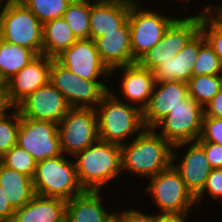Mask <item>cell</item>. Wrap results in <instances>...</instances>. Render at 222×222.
<instances>
[{"label": "cell", "mask_w": 222, "mask_h": 222, "mask_svg": "<svg viewBox=\"0 0 222 222\" xmlns=\"http://www.w3.org/2000/svg\"><path fill=\"white\" fill-rule=\"evenodd\" d=\"M135 139L121 148V171L147 176L148 179L167 169L176 159L173 145L156 133L154 128H145Z\"/></svg>", "instance_id": "cell-1"}, {"label": "cell", "mask_w": 222, "mask_h": 222, "mask_svg": "<svg viewBox=\"0 0 222 222\" xmlns=\"http://www.w3.org/2000/svg\"><path fill=\"white\" fill-rule=\"evenodd\" d=\"M98 137L100 140L124 145L129 136L144 127L142 111L137 105L125 103L118 99L116 94L110 90L97 105Z\"/></svg>", "instance_id": "cell-2"}, {"label": "cell", "mask_w": 222, "mask_h": 222, "mask_svg": "<svg viewBox=\"0 0 222 222\" xmlns=\"http://www.w3.org/2000/svg\"><path fill=\"white\" fill-rule=\"evenodd\" d=\"M74 157L78 180L84 190H102V186L121 173L119 145L98 139Z\"/></svg>", "instance_id": "cell-3"}, {"label": "cell", "mask_w": 222, "mask_h": 222, "mask_svg": "<svg viewBox=\"0 0 222 222\" xmlns=\"http://www.w3.org/2000/svg\"><path fill=\"white\" fill-rule=\"evenodd\" d=\"M65 158L61 154L37 163L32 179L36 195L68 201L84 191L77 177L75 162Z\"/></svg>", "instance_id": "cell-4"}, {"label": "cell", "mask_w": 222, "mask_h": 222, "mask_svg": "<svg viewBox=\"0 0 222 222\" xmlns=\"http://www.w3.org/2000/svg\"><path fill=\"white\" fill-rule=\"evenodd\" d=\"M0 39L42 54L43 24L20 1L6 3L0 11Z\"/></svg>", "instance_id": "cell-5"}, {"label": "cell", "mask_w": 222, "mask_h": 222, "mask_svg": "<svg viewBox=\"0 0 222 222\" xmlns=\"http://www.w3.org/2000/svg\"><path fill=\"white\" fill-rule=\"evenodd\" d=\"M49 82L63 94L71 108L96 109L110 91L107 85L100 81L81 79L53 58Z\"/></svg>", "instance_id": "cell-6"}, {"label": "cell", "mask_w": 222, "mask_h": 222, "mask_svg": "<svg viewBox=\"0 0 222 222\" xmlns=\"http://www.w3.org/2000/svg\"><path fill=\"white\" fill-rule=\"evenodd\" d=\"M58 135L62 154L68 153L74 158L99 139L96 110L70 108L58 123Z\"/></svg>", "instance_id": "cell-7"}, {"label": "cell", "mask_w": 222, "mask_h": 222, "mask_svg": "<svg viewBox=\"0 0 222 222\" xmlns=\"http://www.w3.org/2000/svg\"><path fill=\"white\" fill-rule=\"evenodd\" d=\"M149 180L147 191L161 213L188 215L191 206L196 204L195 197L173 165Z\"/></svg>", "instance_id": "cell-8"}, {"label": "cell", "mask_w": 222, "mask_h": 222, "mask_svg": "<svg viewBox=\"0 0 222 222\" xmlns=\"http://www.w3.org/2000/svg\"><path fill=\"white\" fill-rule=\"evenodd\" d=\"M200 30V16L176 19L165 31L161 40L143 54L137 63L153 71L162 62L175 57Z\"/></svg>", "instance_id": "cell-9"}, {"label": "cell", "mask_w": 222, "mask_h": 222, "mask_svg": "<svg viewBox=\"0 0 222 222\" xmlns=\"http://www.w3.org/2000/svg\"><path fill=\"white\" fill-rule=\"evenodd\" d=\"M203 116V107L188 95L154 129L161 128L160 135L172 145L197 141L202 130Z\"/></svg>", "instance_id": "cell-10"}, {"label": "cell", "mask_w": 222, "mask_h": 222, "mask_svg": "<svg viewBox=\"0 0 222 222\" xmlns=\"http://www.w3.org/2000/svg\"><path fill=\"white\" fill-rule=\"evenodd\" d=\"M138 5L140 4L130 5L128 16L131 51L136 61L161 40L165 31L176 20L154 11L140 9Z\"/></svg>", "instance_id": "cell-11"}, {"label": "cell", "mask_w": 222, "mask_h": 222, "mask_svg": "<svg viewBox=\"0 0 222 222\" xmlns=\"http://www.w3.org/2000/svg\"><path fill=\"white\" fill-rule=\"evenodd\" d=\"M17 145L25 149L37 163L61 155L58 124L20 116Z\"/></svg>", "instance_id": "cell-12"}, {"label": "cell", "mask_w": 222, "mask_h": 222, "mask_svg": "<svg viewBox=\"0 0 222 222\" xmlns=\"http://www.w3.org/2000/svg\"><path fill=\"white\" fill-rule=\"evenodd\" d=\"M22 118L58 124L71 108L63 94L50 82L27 95L15 107Z\"/></svg>", "instance_id": "cell-13"}, {"label": "cell", "mask_w": 222, "mask_h": 222, "mask_svg": "<svg viewBox=\"0 0 222 222\" xmlns=\"http://www.w3.org/2000/svg\"><path fill=\"white\" fill-rule=\"evenodd\" d=\"M81 79L98 80L100 75L111 73L99 57L93 39H80L55 58Z\"/></svg>", "instance_id": "cell-14"}, {"label": "cell", "mask_w": 222, "mask_h": 222, "mask_svg": "<svg viewBox=\"0 0 222 222\" xmlns=\"http://www.w3.org/2000/svg\"><path fill=\"white\" fill-rule=\"evenodd\" d=\"M51 62L52 58L38 55L5 82V96L13 109L27 95L49 82Z\"/></svg>", "instance_id": "cell-15"}, {"label": "cell", "mask_w": 222, "mask_h": 222, "mask_svg": "<svg viewBox=\"0 0 222 222\" xmlns=\"http://www.w3.org/2000/svg\"><path fill=\"white\" fill-rule=\"evenodd\" d=\"M187 96L188 84L186 82H155L149 102L142 111L144 127L155 128L170 110L180 105Z\"/></svg>", "instance_id": "cell-16"}, {"label": "cell", "mask_w": 222, "mask_h": 222, "mask_svg": "<svg viewBox=\"0 0 222 222\" xmlns=\"http://www.w3.org/2000/svg\"><path fill=\"white\" fill-rule=\"evenodd\" d=\"M190 143L181 162L172 165L180 173L186 188L196 197L204 188L212 168L206 158L204 147L198 141L178 143L173 145V148L188 146Z\"/></svg>", "instance_id": "cell-17"}, {"label": "cell", "mask_w": 222, "mask_h": 222, "mask_svg": "<svg viewBox=\"0 0 222 222\" xmlns=\"http://www.w3.org/2000/svg\"><path fill=\"white\" fill-rule=\"evenodd\" d=\"M134 0H96L91 2L90 39L116 31L127 20Z\"/></svg>", "instance_id": "cell-18"}, {"label": "cell", "mask_w": 222, "mask_h": 222, "mask_svg": "<svg viewBox=\"0 0 222 222\" xmlns=\"http://www.w3.org/2000/svg\"><path fill=\"white\" fill-rule=\"evenodd\" d=\"M205 40L200 30L175 57L162 62L153 70L155 82L183 81L187 83L192 77L199 47Z\"/></svg>", "instance_id": "cell-19"}, {"label": "cell", "mask_w": 222, "mask_h": 222, "mask_svg": "<svg viewBox=\"0 0 222 222\" xmlns=\"http://www.w3.org/2000/svg\"><path fill=\"white\" fill-rule=\"evenodd\" d=\"M99 57L111 71L117 67L137 61L131 51L130 26L128 20L116 31L106 33L95 40Z\"/></svg>", "instance_id": "cell-20"}, {"label": "cell", "mask_w": 222, "mask_h": 222, "mask_svg": "<svg viewBox=\"0 0 222 222\" xmlns=\"http://www.w3.org/2000/svg\"><path fill=\"white\" fill-rule=\"evenodd\" d=\"M101 190H84L66 201L65 222H115L102 204Z\"/></svg>", "instance_id": "cell-21"}, {"label": "cell", "mask_w": 222, "mask_h": 222, "mask_svg": "<svg viewBox=\"0 0 222 222\" xmlns=\"http://www.w3.org/2000/svg\"><path fill=\"white\" fill-rule=\"evenodd\" d=\"M118 69H122L124 72L121 82L123 96L133 103H138L137 107L143 111L149 102L155 84L153 71L141 67L137 62L117 67L111 70V73Z\"/></svg>", "instance_id": "cell-22"}, {"label": "cell", "mask_w": 222, "mask_h": 222, "mask_svg": "<svg viewBox=\"0 0 222 222\" xmlns=\"http://www.w3.org/2000/svg\"><path fill=\"white\" fill-rule=\"evenodd\" d=\"M66 201L34 195L22 208L16 209L10 222H65Z\"/></svg>", "instance_id": "cell-23"}, {"label": "cell", "mask_w": 222, "mask_h": 222, "mask_svg": "<svg viewBox=\"0 0 222 222\" xmlns=\"http://www.w3.org/2000/svg\"><path fill=\"white\" fill-rule=\"evenodd\" d=\"M0 186L11 206L22 208L35 195L32 178L0 163Z\"/></svg>", "instance_id": "cell-24"}, {"label": "cell", "mask_w": 222, "mask_h": 222, "mask_svg": "<svg viewBox=\"0 0 222 222\" xmlns=\"http://www.w3.org/2000/svg\"><path fill=\"white\" fill-rule=\"evenodd\" d=\"M78 39L63 17L43 24L42 54L55 59Z\"/></svg>", "instance_id": "cell-25"}, {"label": "cell", "mask_w": 222, "mask_h": 222, "mask_svg": "<svg viewBox=\"0 0 222 222\" xmlns=\"http://www.w3.org/2000/svg\"><path fill=\"white\" fill-rule=\"evenodd\" d=\"M38 55L29 48L0 39V78L6 82Z\"/></svg>", "instance_id": "cell-26"}, {"label": "cell", "mask_w": 222, "mask_h": 222, "mask_svg": "<svg viewBox=\"0 0 222 222\" xmlns=\"http://www.w3.org/2000/svg\"><path fill=\"white\" fill-rule=\"evenodd\" d=\"M90 11V0H72L63 14L78 40L90 39Z\"/></svg>", "instance_id": "cell-27"}, {"label": "cell", "mask_w": 222, "mask_h": 222, "mask_svg": "<svg viewBox=\"0 0 222 222\" xmlns=\"http://www.w3.org/2000/svg\"><path fill=\"white\" fill-rule=\"evenodd\" d=\"M187 84L188 95L205 107L222 88V75L192 76Z\"/></svg>", "instance_id": "cell-28"}, {"label": "cell", "mask_w": 222, "mask_h": 222, "mask_svg": "<svg viewBox=\"0 0 222 222\" xmlns=\"http://www.w3.org/2000/svg\"><path fill=\"white\" fill-rule=\"evenodd\" d=\"M212 8L213 7L207 5L203 8L205 11L203 10V13L201 12L197 14V16H200L202 33L213 47L214 52L217 54L222 64V17L215 11V8Z\"/></svg>", "instance_id": "cell-29"}, {"label": "cell", "mask_w": 222, "mask_h": 222, "mask_svg": "<svg viewBox=\"0 0 222 222\" xmlns=\"http://www.w3.org/2000/svg\"><path fill=\"white\" fill-rule=\"evenodd\" d=\"M42 24L63 17L72 0H19Z\"/></svg>", "instance_id": "cell-30"}, {"label": "cell", "mask_w": 222, "mask_h": 222, "mask_svg": "<svg viewBox=\"0 0 222 222\" xmlns=\"http://www.w3.org/2000/svg\"><path fill=\"white\" fill-rule=\"evenodd\" d=\"M0 163L10 169L23 173L33 179L37 162L34 158L18 145L13 146L0 157Z\"/></svg>", "instance_id": "cell-31"}, {"label": "cell", "mask_w": 222, "mask_h": 222, "mask_svg": "<svg viewBox=\"0 0 222 222\" xmlns=\"http://www.w3.org/2000/svg\"><path fill=\"white\" fill-rule=\"evenodd\" d=\"M222 73V64L213 47L205 40L199 47L197 60L194 63L192 76L214 75Z\"/></svg>", "instance_id": "cell-32"}, {"label": "cell", "mask_w": 222, "mask_h": 222, "mask_svg": "<svg viewBox=\"0 0 222 222\" xmlns=\"http://www.w3.org/2000/svg\"><path fill=\"white\" fill-rule=\"evenodd\" d=\"M13 115L3 114L0 117V157L17 145L20 127V114L16 109Z\"/></svg>", "instance_id": "cell-33"}, {"label": "cell", "mask_w": 222, "mask_h": 222, "mask_svg": "<svg viewBox=\"0 0 222 222\" xmlns=\"http://www.w3.org/2000/svg\"><path fill=\"white\" fill-rule=\"evenodd\" d=\"M198 142H214L222 145V118L203 117Z\"/></svg>", "instance_id": "cell-34"}, {"label": "cell", "mask_w": 222, "mask_h": 222, "mask_svg": "<svg viewBox=\"0 0 222 222\" xmlns=\"http://www.w3.org/2000/svg\"><path fill=\"white\" fill-rule=\"evenodd\" d=\"M206 191H208L210 196H212L214 199L216 198L222 200V168L211 170L204 188L195 197L196 203L202 199V196Z\"/></svg>", "instance_id": "cell-35"}, {"label": "cell", "mask_w": 222, "mask_h": 222, "mask_svg": "<svg viewBox=\"0 0 222 222\" xmlns=\"http://www.w3.org/2000/svg\"><path fill=\"white\" fill-rule=\"evenodd\" d=\"M212 169L222 168V145L214 142H199Z\"/></svg>", "instance_id": "cell-36"}, {"label": "cell", "mask_w": 222, "mask_h": 222, "mask_svg": "<svg viewBox=\"0 0 222 222\" xmlns=\"http://www.w3.org/2000/svg\"><path fill=\"white\" fill-rule=\"evenodd\" d=\"M115 222H155V215H146L133 209L119 214L115 211Z\"/></svg>", "instance_id": "cell-37"}, {"label": "cell", "mask_w": 222, "mask_h": 222, "mask_svg": "<svg viewBox=\"0 0 222 222\" xmlns=\"http://www.w3.org/2000/svg\"><path fill=\"white\" fill-rule=\"evenodd\" d=\"M203 110V117L222 118V88L206 105V107H203Z\"/></svg>", "instance_id": "cell-38"}, {"label": "cell", "mask_w": 222, "mask_h": 222, "mask_svg": "<svg viewBox=\"0 0 222 222\" xmlns=\"http://www.w3.org/2000/svg\"><path fill=\"white\" fill-rule=\"evenodd\" d=\"M15 209L11 206L0 186V222H10Z\"/></svg>", "instance_id": "cell-39"}, {"label": "cell", "mask_w": 222, "mask_h": 222, "mask_svg": "<svg viewBox=\"0 0 222 222\" xmlns=\"http://www.w3.org/2000/svg\"><path fill=\"white\" fill-rule=\"evenodd\" d=\"M187 215L160 213L155 215V222H186Z\"/></svg>", "instance_id": "cell-40"}, {"label": "cell", "mask_w": 222, "mask_h": 222, "mask_svg": "<svg viewBox=\"0 0 222 222\" xmlns=\"http://www.w3.org/2000/svg\"><path fill=\"white\" fill-rule=\"evenodd\" d=\"M11 106L8 104L7 98L5 95H0V117L6 113V109H10Z\"/></svg>", "instance_id": "cell-41"}, {"label": "cell", "mask_w": 222, "mask_h": 222, "mask_svg": "<svg viewBox=\"0 0 222 222\" xmlns=\"http://www.w3.org/2000/svg\"><path fill=\"white\" fill-rule=\"evenodd\" d=\"M0 95H5V82L0 78Z\"/></svg>", "instance_id": "cell-42"}, {"label": "cell", "mask_w": 222, "mask_h": 222, "mask_svg": "<svg viewBox=\"0 0 222 222\" xmlns=\"http://www.w3.org/2000/svg\"><path fill=\"white\" fill-rule=\"evenodd\" d=\"M218 6H216V12L222 17V6L219 5V7L217 8Z\"/></svg>", "instance_id": "cell-43"}, {"label": "cell", "mask_w": 222, "mask_h": 222, "mask_svg": "<svg viewBox=\"0 0 222 222\" xmlns=\"http://www.w3.org/2000/svg\"><path fill=\"white\" fill-rule=\"evenodd\" d=\"M3 2V0H0V2ZM7 2L6 3H11V2H16V1H19V0H6Z\"/></svg>", "instance_id": "cell-44"}]
</instances>
